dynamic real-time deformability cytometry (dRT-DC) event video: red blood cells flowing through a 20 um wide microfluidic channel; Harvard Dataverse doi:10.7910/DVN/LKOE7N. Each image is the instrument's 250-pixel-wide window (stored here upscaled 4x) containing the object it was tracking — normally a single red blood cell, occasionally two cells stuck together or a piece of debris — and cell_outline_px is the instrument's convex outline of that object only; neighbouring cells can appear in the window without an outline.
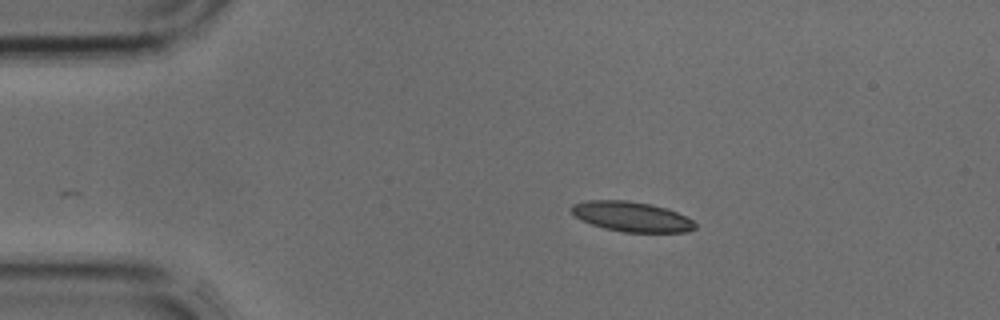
{"species": "common noctule bat (a hibernating species)", "species_latin": "Nyctalus noctula", "temperature_condition": "cold", "stored_images_in_passage": 35, "camera_frame_rate_fps": 3000, "um_per_image_px": 0.085, "animal": {"sex": "male", "body_mass_g": 17.9, "forearm_length_mm": 54.2}, "frame": {"image": 1, "passage_image": 1, "time_ms": 0.0, "image_size_px": [1000, 320], "cell_outline_px": [[696, 228], [688, 232], [624, 232], [604, 228], [592, 224], [576, 216], [572, 212], [572, 204], [588, 200], [628, 200], [668, 208], [692, 220], [696, 224]], "centroid_in_image_um": [53.72, 18.41], "position_along_channel_um": 31.3, "area_um2": 21.39}}
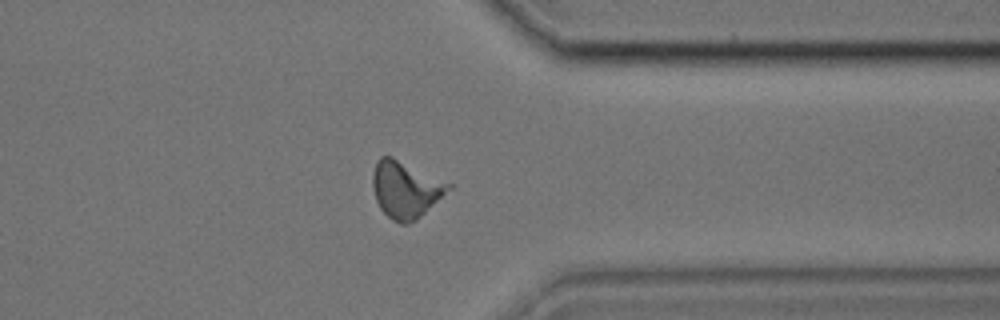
{"frame": {"image": 2, "passage_image": 26, "time_ms": 8.333, "image_size_px": [1000, 320], "cell_outline_px": [[456, 188], [416, 220], [408, 224], [400, 224], [392, 220], [380, 208], [376, 200], [372, 184], [372, 172], [376, 160], [380, 156], [392, 156], [452, 184]], "centroid_in_image_um": [34.52, 16.11], "position_along_channel_um": 376.9, "area_um2": 25.61}}
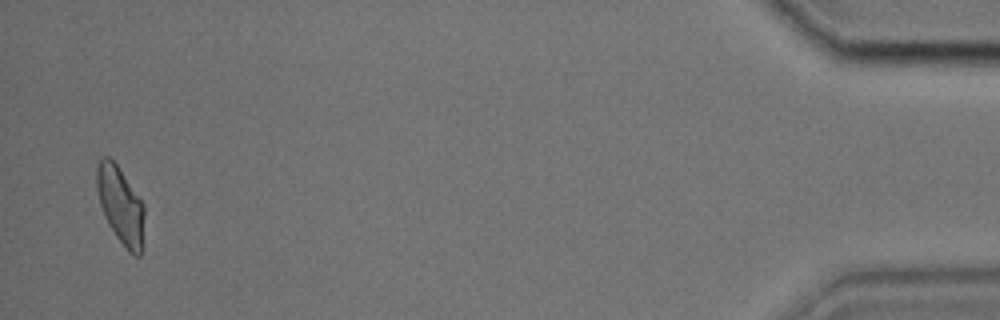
{"frame": {"image": 3, "passage_image": 34, "time_ms": 11.0, "image_size_px": [1000, 320], "cell_outline_px": [[144, 248], [140, 256], [136, 256], [128, 252], [116, 236], [108, 224], [104, 216], [100, 204], [96, 188], [96, 168], [100, 160], [104, 156], [108, 156], [116, 164], [144, 204]], "centroid_in_image_um": [10.27, 17.51], "position_along_channel_um": 424.9, "area_um2": 21.62}}